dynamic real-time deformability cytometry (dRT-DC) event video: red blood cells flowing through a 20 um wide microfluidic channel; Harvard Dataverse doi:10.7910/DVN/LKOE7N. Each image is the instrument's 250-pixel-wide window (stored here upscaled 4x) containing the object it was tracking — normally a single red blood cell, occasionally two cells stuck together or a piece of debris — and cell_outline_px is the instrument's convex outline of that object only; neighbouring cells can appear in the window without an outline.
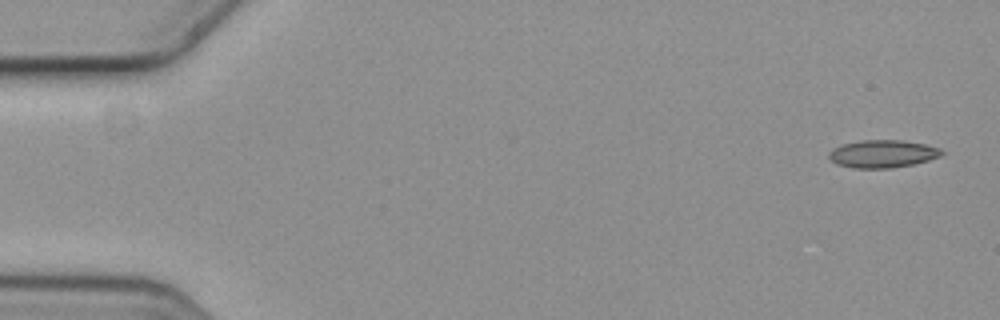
{"species": "common noctule bat (a hibernating species)", "species_latin": "Nyctalus noctula", "temperature_condition": "cold", "stored_images_in_passage": 5, "camera_frame_rate_fps": 3000, "um_per_image_px": 0.085, "animal": {"sex": "female", "body_mass_g": 19.3, "forearm_length_mm": 54.1}, "frame": {"image": 1, "passage_image": 1, "time_ms": 0.0, "image_size_px": [1000, 320], "cell_outline_px": [[948, 152], [940, 156], [928, 160], [912, 164], [892, 168], [852, 168], [836, 164], [828, 156], [828, 152], [832, 148], [844, 144], [860, 140], [904, 140], [924, 144], [940, 148]], "centroid_in_image_um": [75.03, 13.07], "position_along_channel_um": 10.0, "area_um2": 18.32}}